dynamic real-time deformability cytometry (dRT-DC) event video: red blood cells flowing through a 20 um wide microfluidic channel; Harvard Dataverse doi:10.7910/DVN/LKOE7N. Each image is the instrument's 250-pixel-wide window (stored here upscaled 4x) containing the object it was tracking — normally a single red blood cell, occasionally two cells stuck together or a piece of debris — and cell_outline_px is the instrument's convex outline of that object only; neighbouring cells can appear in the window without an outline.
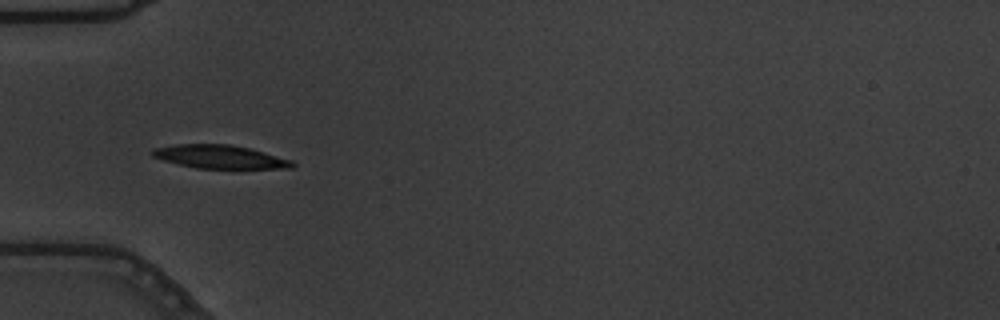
{"species": "common noctule bat (a hibernating species)", "species_latin": "Nyctalus noctula", "temperature_condition": "warm", "stored_images_in_passage": 34, "camera_frame_rate_fps": 3000, "um_per_image_px": 0.085, "animal": {"sex": "male", "body_mass_g": 19.5, "forearm_length_mm": 54.6}, "frame": {"image": 1, "passage_image": 1, "time_ms": 0.0, "image_size_px": [1000, 320], "cell_outline_px": [[296, 164], [292, 168], [232, 172], [196, 168], [164, 160], [152, 156], [148, 152], [156, 148], [176, 144], [228, 144], [248, 148], [292, 160]], "centroid_in_image_um": [18.79, 13.4], "position_along_channel_um": 66.2, "area_um2": 20.17}, "authors_computed_cell_mechanics": {"area_um2": 18.9006, "velocity_mm_per_s": 3.6469, "shape_relaxation_time_tau1_ms": 2.9093, "shape_relaxation_time_tau2_ms": 2.3674, "deformation_change_tau1": 0.1433, "deformation_change_tau2": 0.0801}}